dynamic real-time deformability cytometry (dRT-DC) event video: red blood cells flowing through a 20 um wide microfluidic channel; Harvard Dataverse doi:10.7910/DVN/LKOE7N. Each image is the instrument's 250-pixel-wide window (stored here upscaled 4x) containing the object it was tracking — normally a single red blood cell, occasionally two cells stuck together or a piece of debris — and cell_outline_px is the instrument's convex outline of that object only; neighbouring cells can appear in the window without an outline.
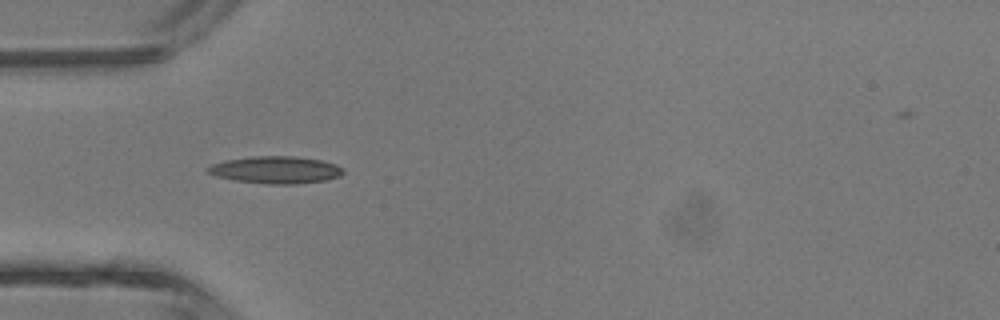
{"species": "common noctule bat (a hibernating species)", "species_latin": "Nyctalus noctula", "temperature_condition": "room temperature", "stored_images_in_passage": 2, "camera_frame_rate_fps": 3000, "um_per_image_px": 0.085, "animal": {"sex": "male", "body_mass_g": 13.3}, "frame": {"image": 1, "passage_image": 1, "time_ms": 0.0, "image_size_px": [1000, 320], "cell_outline_px": [[344, 172], [340, 176], [324, 180], [296, 184], [268, 184], [236, 180], [216, 176], [208, 172], [204, 168], [212, 164], [228, 160], [252, 156], [296, 156], [320, 160], [336, 164], [344, 168]], "centroid_in_image_um": [23.46, 14.43], "position_along_channel_um": 61.5, "area_um2": 21.39}}
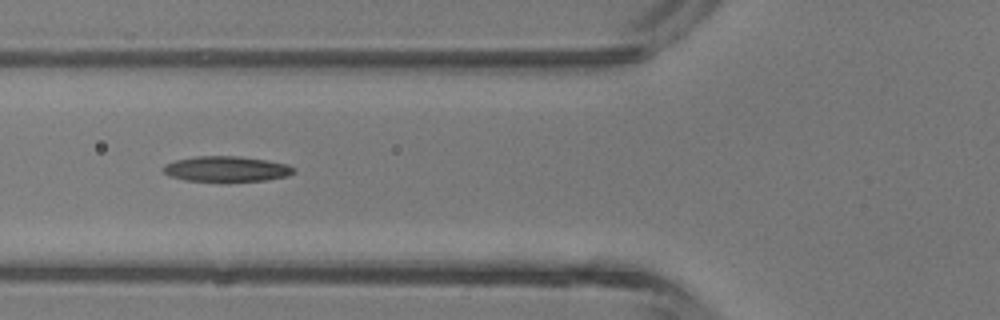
{"frame": {"image": 2, "passage_image": 2, "time_ms": 1.0, "image_size_px": [1000, 320], "cell_outline_px": [[296, 172], [288, 176], [268, 180], [184, 180], [168, 176], [164, 172], [164, 164], [176, 160], [196, 156], [240, 156], [268, 160], [288, 164], [296, 168]], "centroid_in_image_um": [19.3, 14.34], "position_along_channel_um": 106.5, "area_um2": 19.19}}